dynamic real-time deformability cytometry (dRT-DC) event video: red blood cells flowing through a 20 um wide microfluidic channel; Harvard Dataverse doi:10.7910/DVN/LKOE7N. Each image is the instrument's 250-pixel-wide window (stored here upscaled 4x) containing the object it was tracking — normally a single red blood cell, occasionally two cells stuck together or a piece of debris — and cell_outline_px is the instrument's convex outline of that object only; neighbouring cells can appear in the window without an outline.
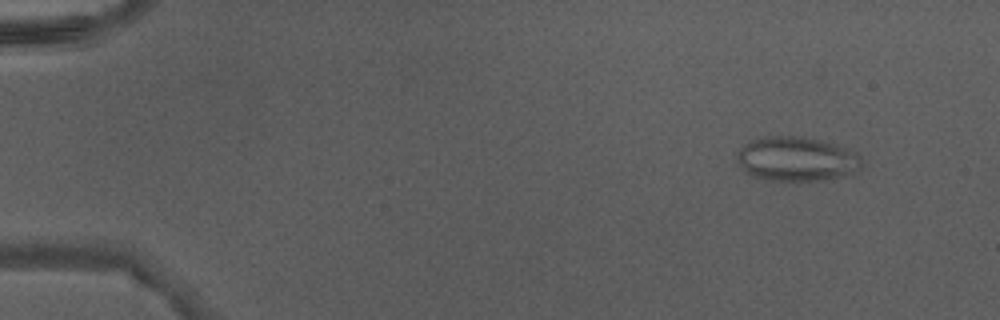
{"species": "Egyptian fruit bat (a non-hibernating species)", "species_latin": "Rousettus aegyptiacus", "temperature_condition": "warm", "stored_images_in_passage": 47, "camera_frame_rate_fps": 3000, "um_per_image_px": 0.085, "animal": {"sex": "male"}, "frame": {"image": 1, "passage_image": 5, "time_ms": 1.333, "image_size_px": [1000, 320], "cell_outline_px": [[864, 164], [860, 172], [852, 176], [820, 180], [768, 180], [744, 172], [736, 160], [736, 152], [744, 144], [752, 140], [764, 136], [804, 136], [820, 140], [856, 152], [860, 156]], "centroid_in_image_um": [67.75, 13.52], "position_along_channel_um": 17.2, "area_um2": 32.77}}
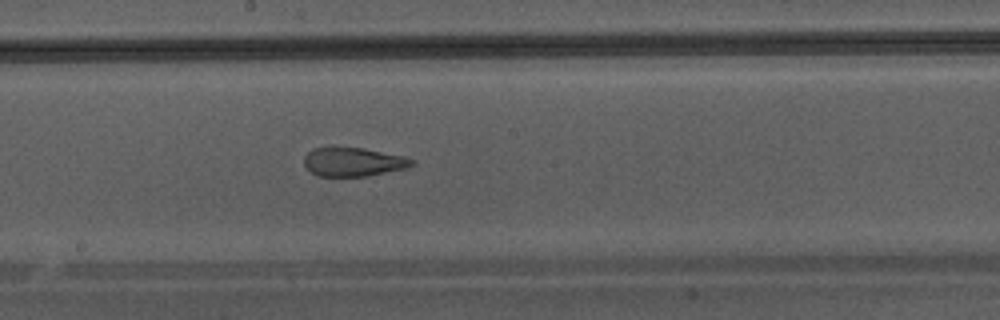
{"frame": {"image": 2, "passage_image": 27, "time_ms": 8.667, "image_size_px": [1000, 320], "cell_outline_px": [[416, 164], [408, 168], [368, 176], [320, 176], [312, 172], [304, 164], [304, 156], [312, 148], [364, 148], [404, 156], [416, 160]], "centroid_in_image_um": [30.09, 13.77], "position_along_channel_um": 218.1, "area_um2": 18.09}}
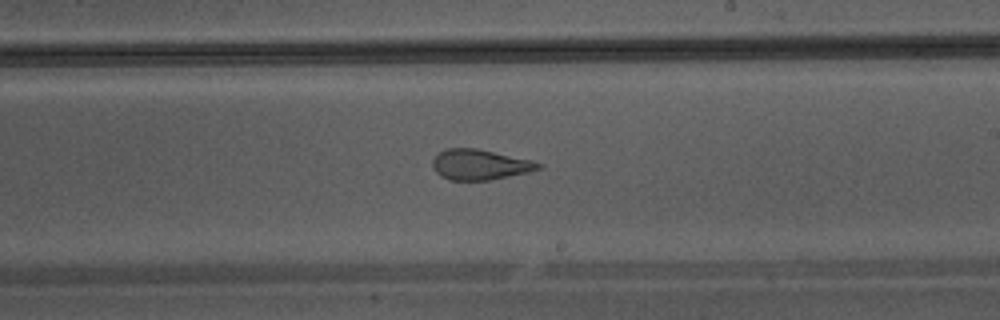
{"frame": {"image": 3, "passage_image": 29, "time_ms": 9.333, "image_size_px": [1000, 320], "cell_outline_px": [[544, 168], [528, 172], [488, 180], [448, 180], [440, 176], [432, 168], [432, 160], [440, 152], [448, 148], [476, 148], [532, 160], [544, 164]], "centroid_in_image_um": [40.8, 13.99], "position_along_channel_um": 248.2, "area_um2": 18.79}}